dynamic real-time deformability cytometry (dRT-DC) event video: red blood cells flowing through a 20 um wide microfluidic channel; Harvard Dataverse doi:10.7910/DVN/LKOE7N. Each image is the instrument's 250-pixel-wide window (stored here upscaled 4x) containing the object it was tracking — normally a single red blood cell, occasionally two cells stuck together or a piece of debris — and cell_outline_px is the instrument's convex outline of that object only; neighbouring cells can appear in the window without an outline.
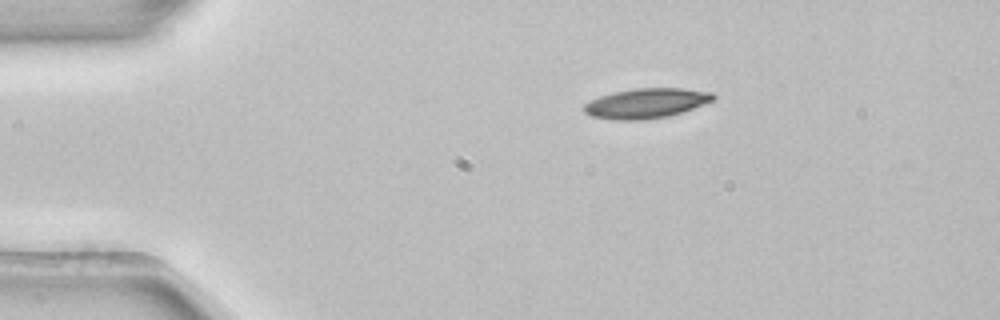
{"species": "common noctule bat (a hibernating species)", "species_latin": "Nyctalus noctula", "temperature_condition": "room temperature", "stored_images_in_passage": 2, "camera_frame_rate_fps": 3000, "um_per_image_px": 0.085, "animal": {"sex": "female", "body_mass_g": 22.7, "forearm_length_mm": 54.2}, "frame": {"image": 1, "passage_image": 1, "time_ms": 0.0, "image_size_px": [1000, 320], "cell_outline_px": [[716, 96], [712, 100], [692, 108], [668, 116], [644, 120], [612, 120], [592, 116], [584, 112], [584, 104], [600, 96], [616, 92], [636, 88], [680, 88], [712, 92]], "centroid_in_image_um": [54.91, 8.78], "position_along_channel_um": 30.1, "area_um2": 22.2}}